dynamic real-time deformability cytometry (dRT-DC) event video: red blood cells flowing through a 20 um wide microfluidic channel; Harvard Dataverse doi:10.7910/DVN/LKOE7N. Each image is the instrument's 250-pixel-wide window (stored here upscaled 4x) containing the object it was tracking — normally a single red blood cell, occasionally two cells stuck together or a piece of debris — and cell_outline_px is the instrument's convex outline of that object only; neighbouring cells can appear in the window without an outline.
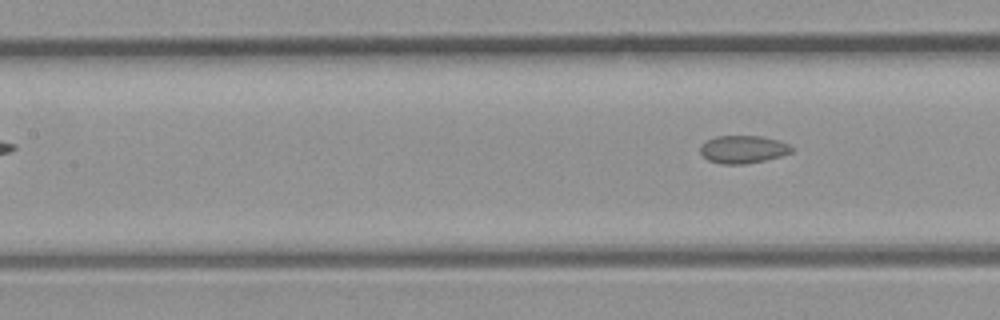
{"species": "common noctule bat (a hibernating species)", "species_latin": "Nyctalus noctula", "temperature_condition": "room temperature", "stored_images_in_passage": 6, "camera_frame_rate_fps": 3000, "um_per_image_px": 0.085, "animal": {"sex": "male", "body_mass_g": 23.1, "forearm_length_mm": 52.7}, "frame": {"image": 1, "passage_image": 6, "time_ms": 1.667, "image_size_px": [1000, 320], "cell_outline_px": [[796, 148], [792, 152], [780, 156], [764, 160], [744, 164], [720, 164], [708, 160], [700, 152], [700, 144], [716, 136], [760, 136], [776, 140], [788, 144]], "centroid_in_image_um": [63.15, 12.7], "position_along_channel_um": 144.2, "area_um2": 14.74}}